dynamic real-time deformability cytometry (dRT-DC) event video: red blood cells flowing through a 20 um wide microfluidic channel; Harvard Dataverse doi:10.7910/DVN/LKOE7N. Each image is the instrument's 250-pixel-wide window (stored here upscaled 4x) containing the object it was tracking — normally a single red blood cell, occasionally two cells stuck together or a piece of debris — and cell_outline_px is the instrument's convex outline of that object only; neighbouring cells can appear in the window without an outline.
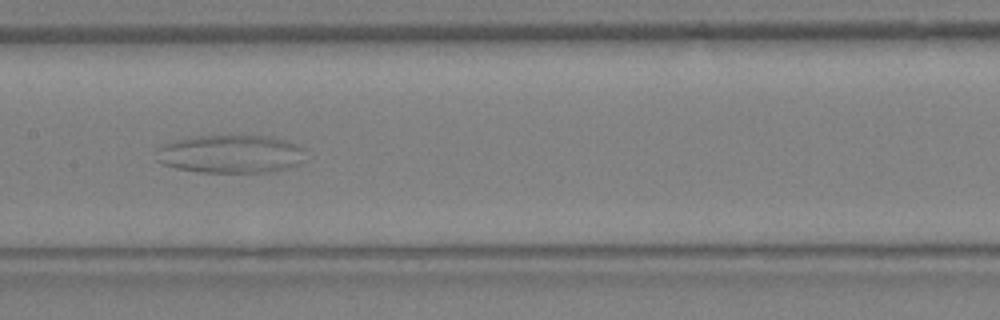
{"species": "Egyptian fruit bat (a non-hibernating species)", "species_latin": "Rousettus aegyptiacus", "temperature_condition": "warm", "stored_images_in_passage": 27, "camera_frame_rate_fps": 3000, "um_per_image_px": 0.085, "animal": {"sex": "female"}, "frame": {"image": 1, "passage_image": 11, "time_ms": 3.333, "image_size_px": [1000, 320], "cell_outline_px": [[304, 148], [300, 164], [288, 168], [268, 172], [200, 172], [176, 168], [164, 164], [160, 160], [160, 148], [164, 144], [172, 140], [188, 136], [240, 132], [268, 136], [300, 144]], "centroid_in_image_um": [19.65, 13.03], "position_along_channel_um": 187.7, "area_um2": 34.1}}
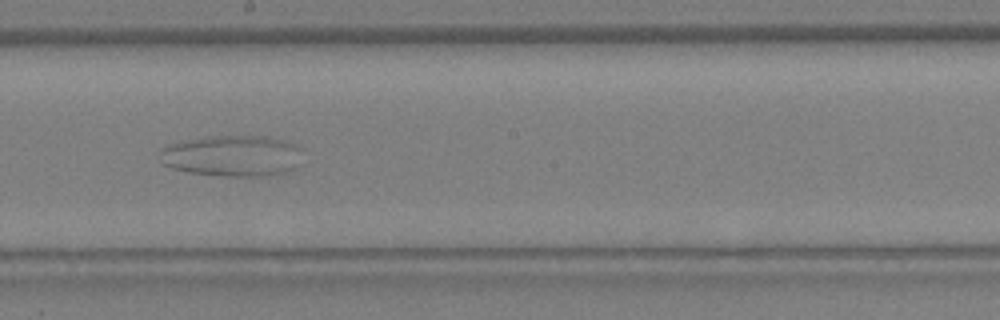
{"frame": {"image": 2, "passage_image": 13, "time_ms": 4.0, "image_size_px": [1000, 320], "cell_outline_px": [[300, 148], [296, 168], [284, 172], [256, 176], [224, 176], [188, 172], [172, 168], [164, 164], [160, 152], [164, 148], [172, 144], [184, 140], [208, 136], [268, 136], [284, 140], [296, 144]], "centroid_in_image_um": [19.75, 13.23], "position_along_channel_um": 228.5, "area_um2": 33.81}}
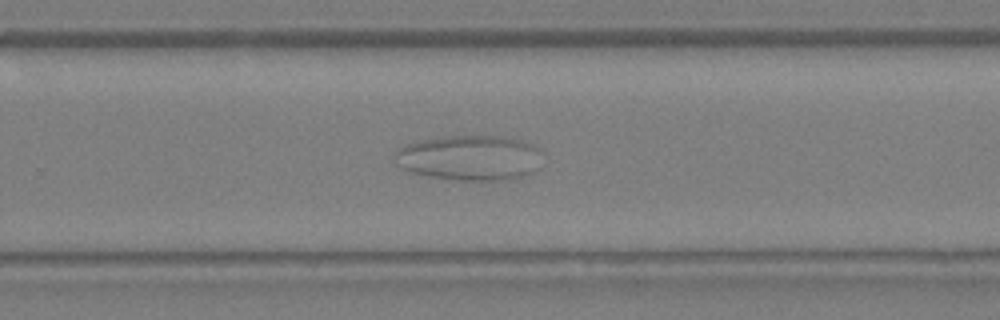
{"frame": {"image": 3, "passage_image": 16, "time_ms": 5.0, "image_size_px": [1000, 320], "cell_outline_px": [[544, 152], [536, 168], [532, 172], [520, 176], [500, 180], [460, 180], [432, 176], [412, 172], [400, 168], [396, 164], [396, 148], [408, 144], [424, 140], [448, 136], [500, 136], [520, 140], [532, 144]], "centroid_in_image_um": [39.94, 13.4], "position_along_channel_um": 289.9, "area_um2": 38.49}}